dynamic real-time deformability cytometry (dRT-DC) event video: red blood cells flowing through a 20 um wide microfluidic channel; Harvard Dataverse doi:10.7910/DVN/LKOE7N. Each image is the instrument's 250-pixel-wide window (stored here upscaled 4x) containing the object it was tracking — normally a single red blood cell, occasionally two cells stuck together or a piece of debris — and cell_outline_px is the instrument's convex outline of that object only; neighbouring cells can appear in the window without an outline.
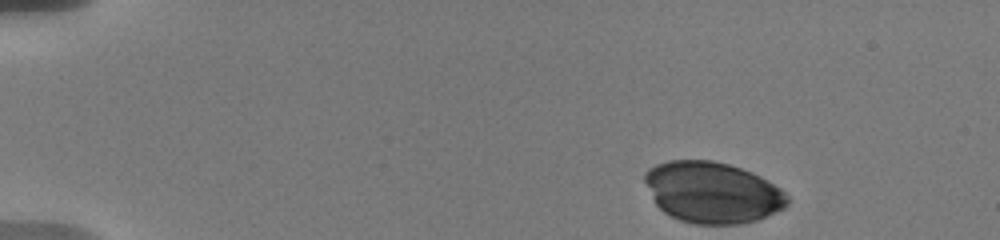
{"species": "human", "species_latin": "Homo sapiens", "temperature_condition": "warm", "stored_images_in_passage": 24, "camera_frame_rate_fps": 3000, "um_per_image_px": 0.085, "donor": {"sex": "male"}, "frame": {"image": 1, "passage_image": 1, "time_ms": 0.0, "image_size_px": [1000, 240], "cell_outline_px": [[788, 204], [784, 208], [776, 212], [756, 220], [744, 224], [692, 224], [680, 220], [664, 212], [656, 204], [644, 180], [644, 172], [648, 168], [656, 164], [668, 160], [712, 160], [728, 164], [752, 172], [760, 176], [780, 188], [788, 196]], "centroid_in_image_um": [60.55, 16.35], "position_along_channel_um": 24.5, "area_um2": 50.86}}
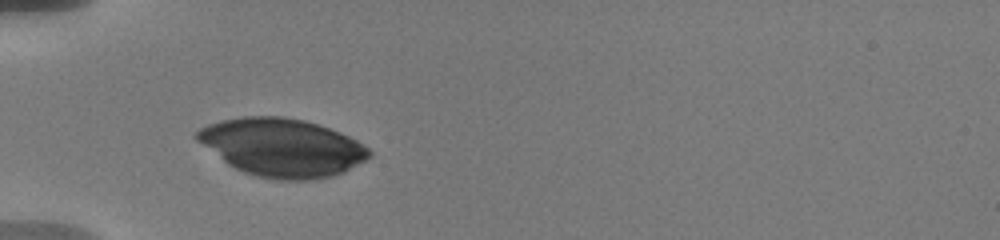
{"frame": {"image": 2, "passage_image": 23, "time_ms": 3.667, "image_size_px": [1000, 240], "cell_outline_px": [[372, 156], [368, 160], [344, 172], [332, 176], [312, 180], [276, 180], [256, 176], [244, 172], [228, 164], [196, 140], [192, 136], [200, 128], [208, 124], [220, 120], [244, 116], [284, 116], [304, 120], [340, 132], [356, 140], [368, 148], [372, 152]], "centroid_in_image_um": [23.98, 12.53], "position_along_channel_um": 61.0, "area_um2": 58.49}}